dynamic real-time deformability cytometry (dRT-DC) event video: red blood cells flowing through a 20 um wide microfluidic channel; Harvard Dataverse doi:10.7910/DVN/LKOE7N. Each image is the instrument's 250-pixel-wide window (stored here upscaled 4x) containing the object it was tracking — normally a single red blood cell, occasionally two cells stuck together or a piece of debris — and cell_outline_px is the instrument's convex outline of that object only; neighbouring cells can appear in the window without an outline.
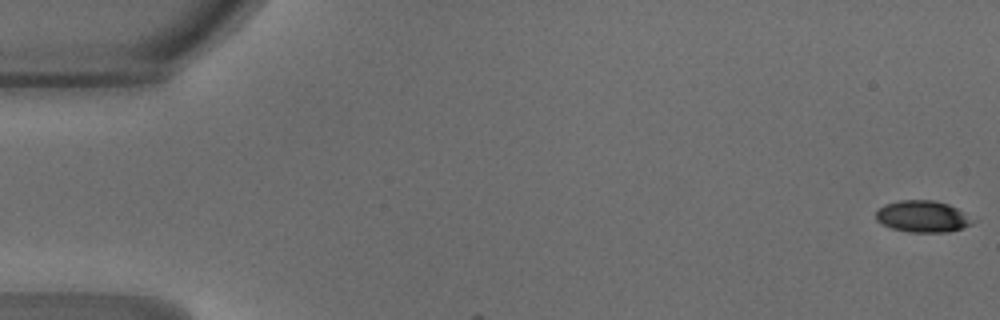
{"species": "common noctule bat (a hibernating species)", "species_latin": "Nyctalus noctula", "temperature_condition": "warm", "stored_images_in_passage": 4, "camera_frame_rate_fps": 3000, "um_per_image_px": 0.085, "animal": {"sex": "male", "body_mass_g": 18.8}, "frame": {"image": 1, "passage_image": 1, "time_ms": 0.0, "image_size_px": [1000, 320], "cell_outline_px": [[976, 220], [972, 224], [948, 232], [908, 232], [892, 228], [876, 220], [876, 212], [884, 204], [900, 200], [936, 200], [948, 204], [964, 212]], "centroid_in_image_um": [78.44, 18.39], "position_along_channel_um": 6.6, "area_um2": 17.8}}